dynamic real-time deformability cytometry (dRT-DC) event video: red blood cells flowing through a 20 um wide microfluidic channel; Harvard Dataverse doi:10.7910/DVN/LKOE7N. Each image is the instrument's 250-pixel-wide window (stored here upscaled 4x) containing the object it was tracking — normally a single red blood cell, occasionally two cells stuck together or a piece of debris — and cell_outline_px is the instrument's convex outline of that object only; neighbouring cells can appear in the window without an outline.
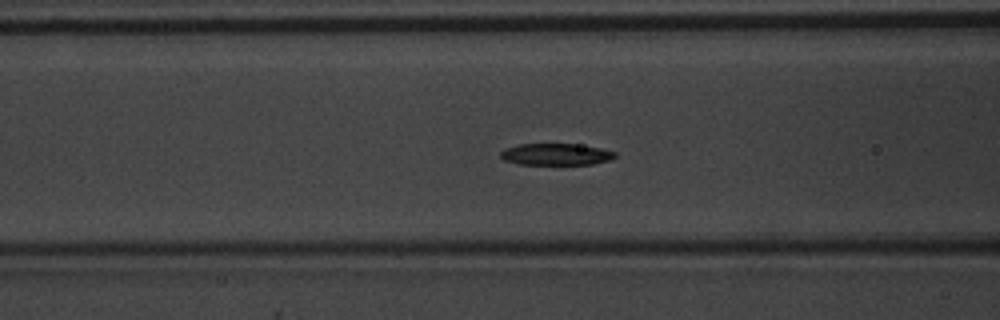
{"species": "common noctule bat (a hibernating species)", "species_latin": "Nyctalus noctula", "temperature_condition": "warm", "stored_images_in_passage": 45, "camera_frame_rate_fps": 3000, "um_per_image_px": 0.085, "animal": {"sex": "male", "body_mass_g": 20.1, "forearm_length_mm": 53.5}, "frame": {"image": 1, "passage_image": 21, "time_ms": 6.667, "image_size_px": [1000, 320], "cell_outline_px": [[616, 156], [608, 160], [592, 164], [516, 164], [504, 160], [500, 156], [500, 152], [504, 148], [520, 144], [572, 144], [600, 148], [616, 152]], "centroid_in_image_um": [47.2, 13.12], "position_along_channel_um": 119.4, "area_um2": 14.33}}
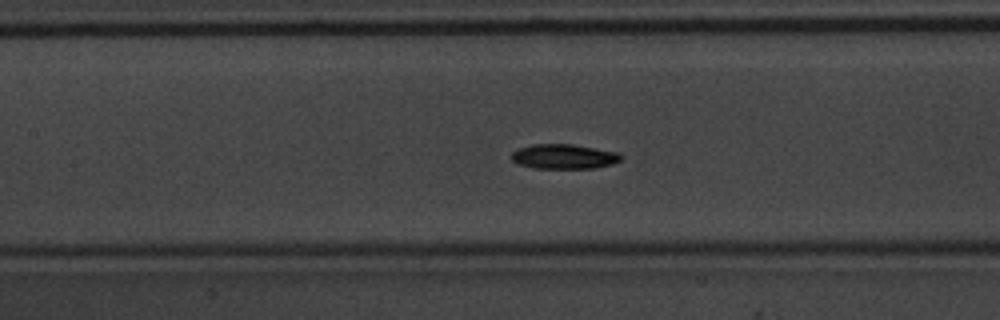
{"frame": {"image": 2, "passage_image": 24, "time_ms": 7.667, "image_size_px": [1000, 320], "cell_outline_px": [[624, 156], [620, 160], [612, 164], [596, 168], [532, 168], [516, 164], [512, 160], [512, 152], [520, 148], [532, 144], [572, 144], [620, 152]], "centroid_in_image_um": [47.96, 13.3], "position_along_channel_um": 159.4, "area_um2": 15.95}}
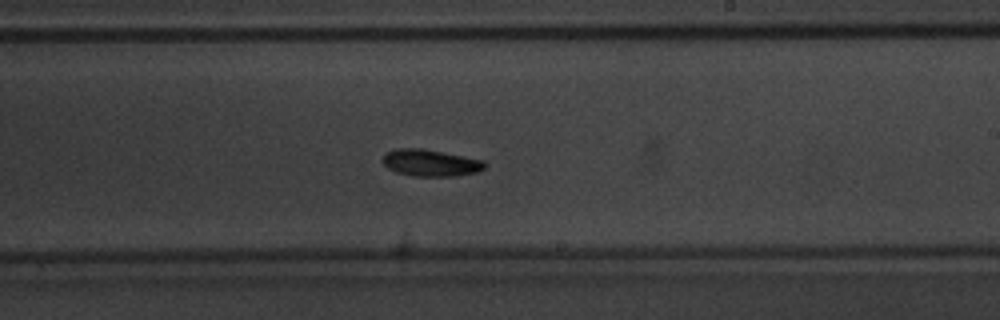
{"frame": {"image": 3, "passage_image": 31, "time_ms": 10.0, "image_size_px": [1000, 320], "cell_outline_px": [[484, 168], [476, 172], [456, 176], [412, 176], [396, 172], [388, 168], [380, 160], [384, 152], [396, 148], [424, 148], [484, 160]], "centroid_in_image_um": [36.53, 13.83], "position_along_channel_um": 252.5, "area_um2": 16.13}}